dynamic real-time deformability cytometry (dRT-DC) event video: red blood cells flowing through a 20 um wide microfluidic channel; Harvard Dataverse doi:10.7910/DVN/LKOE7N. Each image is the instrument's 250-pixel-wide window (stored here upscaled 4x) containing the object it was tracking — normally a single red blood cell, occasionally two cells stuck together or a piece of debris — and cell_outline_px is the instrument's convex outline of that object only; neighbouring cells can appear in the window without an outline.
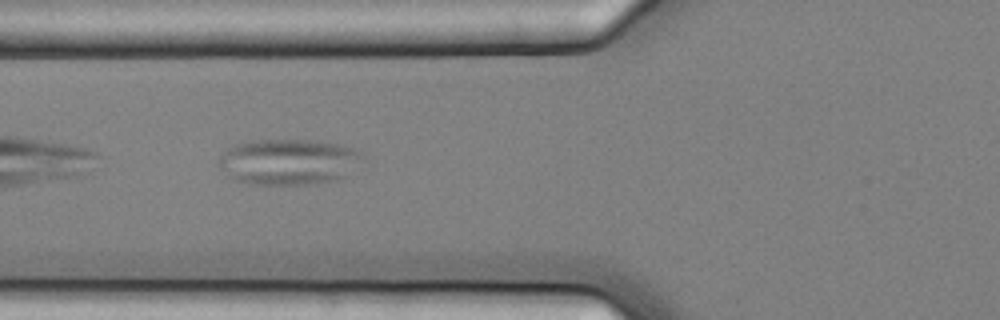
{"species": "common noctule bat (a hibernating species)", "species_latin": "Nyctalus noctula", "temperature_condition": "cold", "stored_images_in_passage": 7, "camera_frame_rate_fps": 3000, "um_per_image_px": 0.085, "animal": {"sex": "female", "body_mass_g": 25.1}, "frame": {"image": 1, "passage_image": 7, "time_ms": 2.0, "image_size_px": [1000, 320], "cell_outline_px": [[364, 156], [336, 180], [312, 184], [248, 184], [236, 180], [228, 176], [220, 168], [220, 156], [228, 148], [240, 144], [260, 140], [308, 140], [340, 144], [352, 148], [360, 152]], "centroid_in_image_um": [24.47, 13.75], "position_along_channel_um": 101.3, "area_um2": 37.51}}